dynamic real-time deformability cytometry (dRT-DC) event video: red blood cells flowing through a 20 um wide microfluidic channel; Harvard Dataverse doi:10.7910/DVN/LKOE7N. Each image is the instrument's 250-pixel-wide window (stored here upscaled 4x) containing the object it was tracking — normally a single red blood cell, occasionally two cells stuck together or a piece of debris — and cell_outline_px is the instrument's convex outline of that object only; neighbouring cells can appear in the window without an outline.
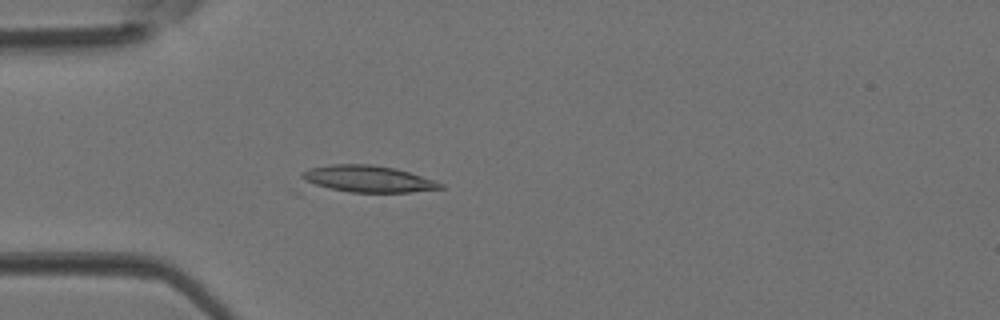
{"species": "Egyptian fruit bat (a non-hibernating species)", "species_latin": "Rousettus aegyptiacus", "temperature_condition": "room temperature", "stored_images_in_passage": 3, "camera_frame_rate_fps": 3000, "um_per_image_px": 0.085, "animal": {"sex": "female"}, "frame": {"image": 1, "passage_image": 3, "time_ms": 0.667, "image_size_px": [1000, 320], "cell_outline_px": [[444, 188], [412, 192], [300, 196], [296, 196], [288, 192], [288, 188], [308, 168], [332, 164], [372, 164], [396, 168], [444, 184]], "centroid_in_image_um": [30.49, 15.37], "position_along_channel_um": 54.5, "area_um2": 26.07}}